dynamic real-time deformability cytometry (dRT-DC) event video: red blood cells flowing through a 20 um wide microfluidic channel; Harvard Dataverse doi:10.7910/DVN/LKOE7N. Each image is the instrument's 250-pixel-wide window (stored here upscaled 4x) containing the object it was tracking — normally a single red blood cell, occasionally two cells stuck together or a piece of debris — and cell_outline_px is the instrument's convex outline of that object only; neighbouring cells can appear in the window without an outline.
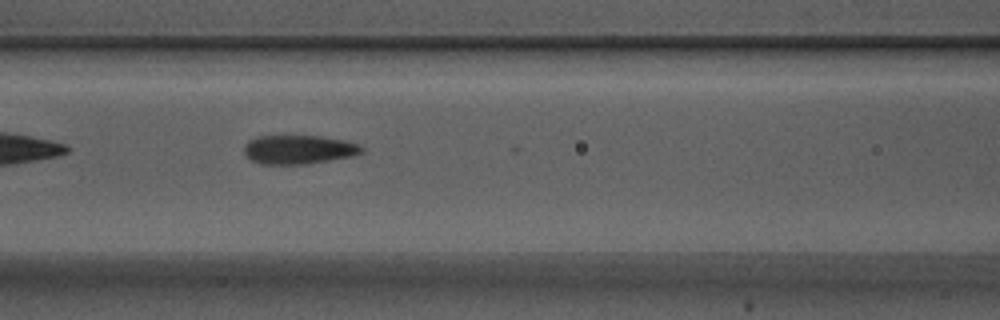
{"species": "Egyptian fruit bat (a non-hibernating species)", "species_latin": "Rousettus aegyptiacus", "temperature_condition": "warm", "stored_images_in_passage": 5, "camera_frame_rate_fps": 3000, "um_per_image_px": 0.085, "animal": {"sex": "male"}, "frame": {"image": 1, "passage_image": 4, "time_ms": 1.0, "image_size_px": [1000, 320], "cell_outline_px": [[364, 152], [352, 156], [304, 164], [260, 164], [252, 160], [244, 152], [244, 144], [248, 140], [256, 136], [320, 136], [344, 140], [356, 144], [364, 148]], "centroid_in_image_um": [25.36, 12.7], "position_along_channel_um": 141.2, "area_um2": 19.71}}
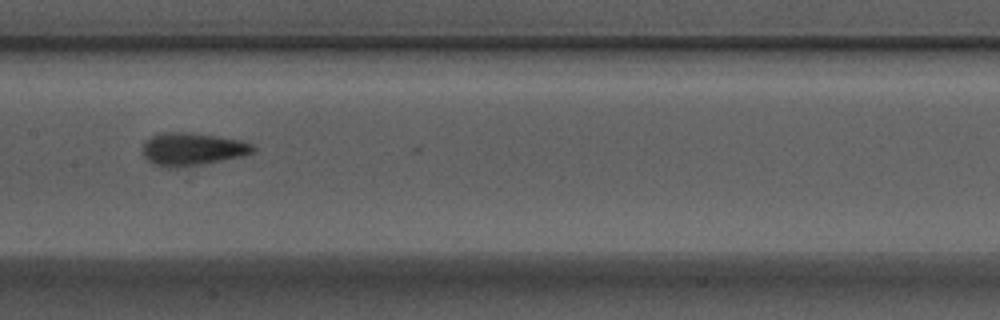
{"frame": {"image": 2, "passage_image": 5, "time_ms": 1.333, "image_size_px": [1000, 320], "cell_outline_px": [[256, 148], [252, 152], [244, 156], [204, 164], [176, 168], [168, 168], [156, 164], [148, 160], [144, 156], [144, 140], [160, 132], [188, 132], [240, 140], [252, 144]], "centroid_in_image_um": [16.35, 12.68], "position_along_channel_um": 191.1, "area_um2": 21.04}}